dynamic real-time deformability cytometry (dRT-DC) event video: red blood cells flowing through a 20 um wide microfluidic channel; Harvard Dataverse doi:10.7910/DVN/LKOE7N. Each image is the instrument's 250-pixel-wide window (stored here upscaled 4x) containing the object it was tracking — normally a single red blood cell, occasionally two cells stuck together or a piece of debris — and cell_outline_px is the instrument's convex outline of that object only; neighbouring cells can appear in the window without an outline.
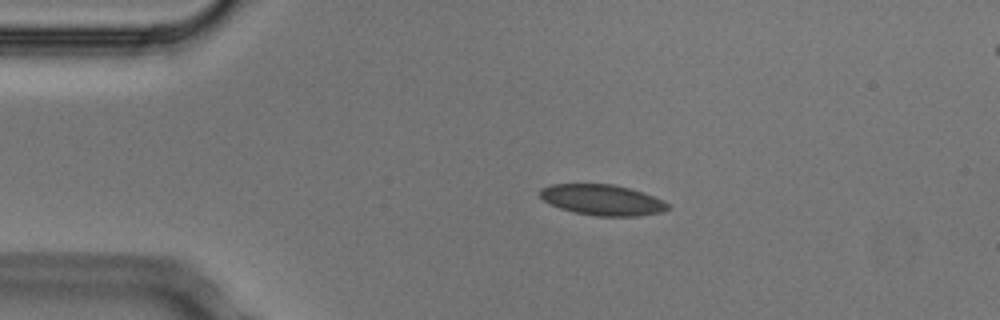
{"species": "Egyptian fruit bat (a non-hibernating species)", "species_latin": "Rousettus aegyptiacus", "temperature_condition": "cold", "stored_images_in_passage": 4, "camera_frame_rate_fps": 3000, "um_per_image_px": 0.085, "animal": {"sex": "male"}, "frame": {"image": 1, "passage_image": 2, "time_ms": 0.333, "image_size_px": [1000, 320], "cell_outline_px": [[672, 208], [664, 212], [640, 216], [596, 216], [572, 212], [560, 208], [544, 200], [540, 196], [540, 188], [552, 184], [612, 184], [644, 192], [664, 200]], "centroid_in_image_um": [51.25, 17.0], "position_along_channel_um": 33.8, "area_um2": 23.06}}